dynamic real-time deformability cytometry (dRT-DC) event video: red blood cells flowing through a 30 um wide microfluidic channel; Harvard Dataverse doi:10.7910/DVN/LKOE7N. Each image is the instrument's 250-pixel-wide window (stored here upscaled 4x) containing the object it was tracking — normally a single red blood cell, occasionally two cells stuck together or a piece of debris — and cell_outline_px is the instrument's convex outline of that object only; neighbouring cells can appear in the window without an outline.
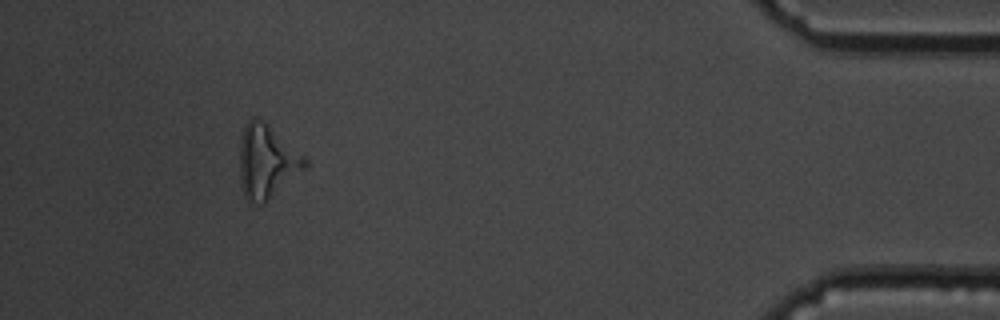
{"species": "common noctule bat (a hibernating species)", "species_latin": "Nyctalus noctula", "temperature_condition": "cold", "stored_images_in_passage": 37, "segment_of_instrument_passage": [2, 2], "camera_frame_rate_fps": 3000, "um_per_image_px": 0.085, "animal": {"sex": "male", "body_mass_g": 19.5, "forearm_length_mm": 54.6}, "frame": {"image": 1, "passage_image": 36, "time_ms": 11.667, "image_size_px": [1000, 320], "cell_outline_px": [[308, 168], [264, 204], [260, 204], [248, 200], [244, 196], [240, 176], [240, 140], [244, 128], [248, 120], [252, 116], [256, 116], [304, 156], [308, 160]], "centroid_in_image_um": [22.69, 13.77], "position_along_channel_um": 412.5, "area_um2": 27.69}}